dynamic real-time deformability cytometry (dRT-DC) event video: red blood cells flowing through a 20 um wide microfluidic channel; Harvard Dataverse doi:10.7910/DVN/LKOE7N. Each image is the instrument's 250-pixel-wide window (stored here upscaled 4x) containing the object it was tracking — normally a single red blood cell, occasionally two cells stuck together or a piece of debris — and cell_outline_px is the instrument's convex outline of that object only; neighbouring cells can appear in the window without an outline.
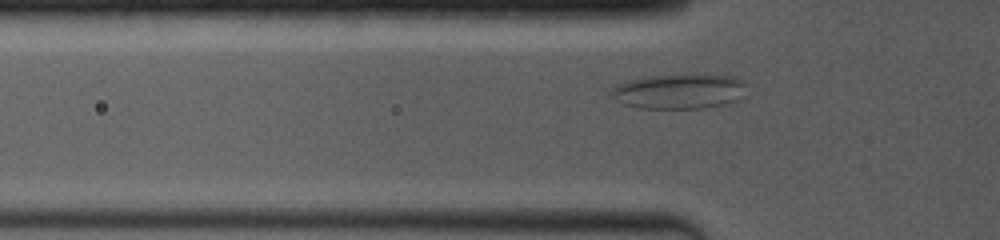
{"species": "common noctule bat (a hibernating species)", "species_latin": "Nyctalus noctula", "temperature_condition": "room temperature", "stored_images_in_passage": 60, "segment_of_instrument_passage": [1, 2], "camera_frame_rate_fps": 4000, "um_per_image_px": 0.085, "animal": {"sex": "female", "body_mass_g": 19.0, "forearm_length_mm": 53.3}, "frame": {"image": 1, "passage_image": 14, "time_ms": 3.0, "image_size_px": [1000, 240], "cell_outline_px": [[744, 96], [724, 104], [704, 108], [636, 108], [624, 104], [616, 100], [608, 92], [612, 88], [620, 84], [632, 80], [656, 76], [684, 72], [692, 72], [736, 76], [744, 80]], "centroid_in_image_um": [57.78, 7.73], "position_along_channel_um": 68.0, "area_um2": 28.09}}
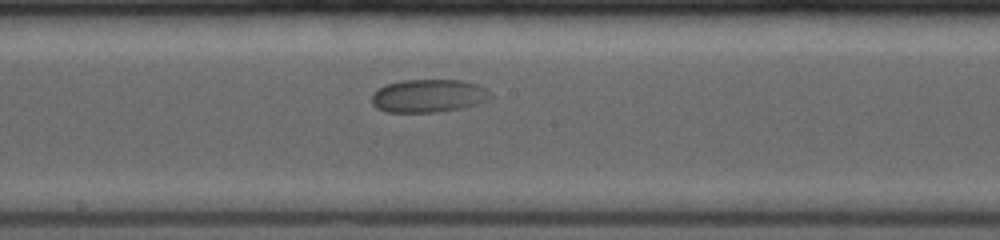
{"frame": {"image": 2, "passage_image": 37, "time_ms": 6.75, "image_size_px": [1000, 240], "cell_outline_px": [[492, 96], [488, 100], [464, 108], [436, 112], [384, 112], [376, 108], [372, 104], [372, 92], [388, 84], [404, 80], [460, 80], [476, 84], [484, 88]], "centroid_in_image_um": [36.4, 8.16], "position_along_channel_um": 211.8, "area_um2": 22.83}}
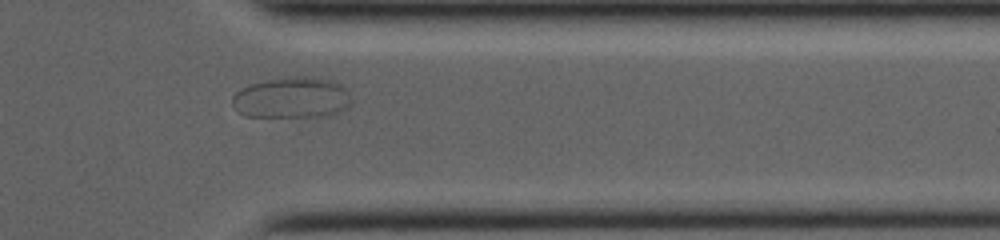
{"frame": {"image": 3, "passage_image": 55, "time_ms": 11.25, "image_size_px": [1000, 240], "cell_outline_px": [[352, 104], [348, 108], [332, 116], [244, 116], [232, 104], [232, 96], [240, 88], [248, 84], [268, 80], [332, 80], [340, 84], [348, 92], [352, 100]], "centroid_in_image_um": [24.82, 8.37], "position_along_channel_um": 386.6, "area_um2": 27.57}}